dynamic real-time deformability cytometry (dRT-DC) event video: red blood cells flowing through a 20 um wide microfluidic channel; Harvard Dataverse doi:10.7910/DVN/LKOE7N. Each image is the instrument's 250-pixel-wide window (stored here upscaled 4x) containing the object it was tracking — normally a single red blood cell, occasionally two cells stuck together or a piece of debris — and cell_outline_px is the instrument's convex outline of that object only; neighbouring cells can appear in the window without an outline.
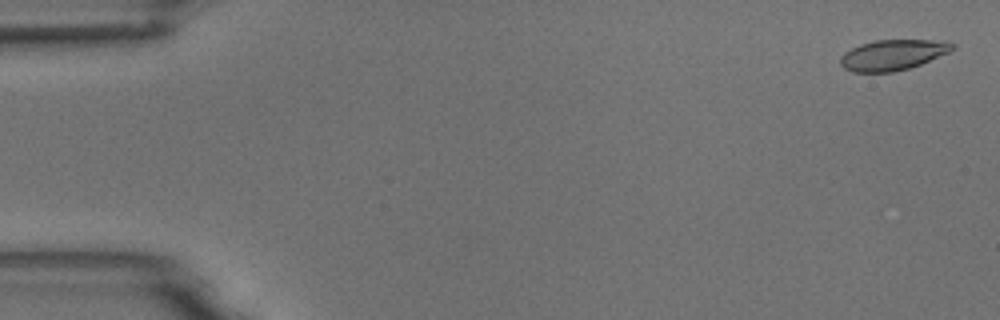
{"species": "common noctule bat (a hibernating species)", "species_latin": "Nyctalus noctula", "temperature_condition": "room temperature", "stored_images_in_passage": 5, "camera_frame_rate_fps": 3000, "um_per_image_px": 0.085, "animal": {"sex": "male", "body_mass_g": 18.8}, "frame": {"image": 1, "passage_image": 1, "time_ms": 0.0, "image_size_px": [1000, 320], "cell_outline_px": [[956, 48], [948, 52], [920, 64], [908, 68], [892, 72], [852, 72], [844, 68], [840, 64], [840, 56], [844, 52], [860, 44], [876, 40], [948, 40], [956, 44]], "centroid_in_image_um": [75.89, 4.65], "position_along_channel_um": 9.1, "area_um2": 20.0}}
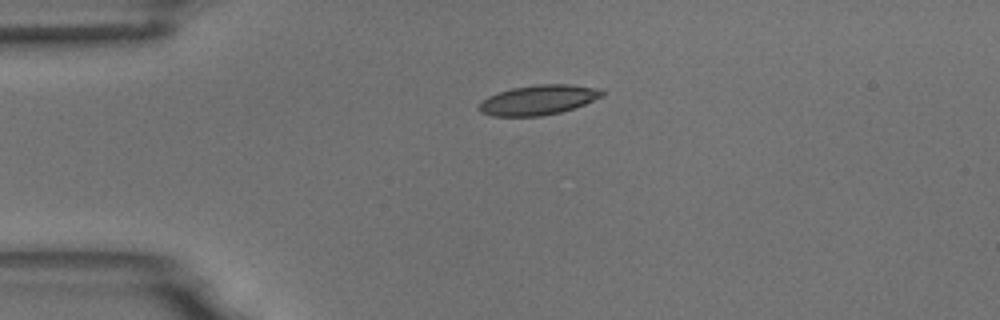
{"frame": {"image": 2, "passage_image": 4, "time_ms": 3.667, "image_size_px": [1000, 320], "cell_outline_px": [[604, 96], [584, 104], [560, 112], [540, 116], [492, 116], [480, 112], [476, 108], [488, 96], [512, 88], [536, 84], [568, 84], [600, 88], [604, 92]], "centroid_in_image_um": [45.76, 8.49], "position_along_channel_um": 39.2, "area_um2": 21.33}}